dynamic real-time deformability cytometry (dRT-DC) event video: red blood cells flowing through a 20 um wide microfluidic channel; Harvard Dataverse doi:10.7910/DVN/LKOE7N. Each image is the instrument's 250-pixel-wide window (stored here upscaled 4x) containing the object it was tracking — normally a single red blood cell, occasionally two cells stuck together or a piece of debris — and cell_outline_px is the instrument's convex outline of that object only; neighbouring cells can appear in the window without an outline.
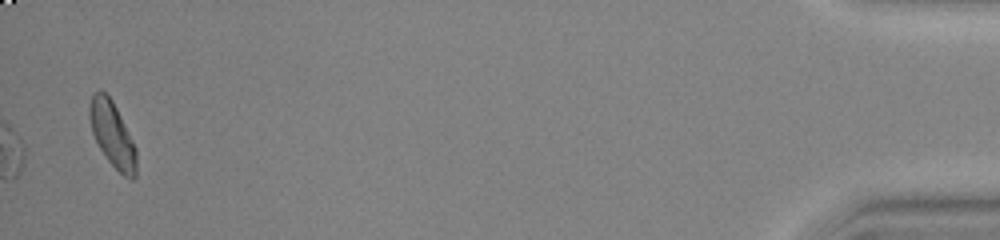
{"species": "common noctule bat (a hibernating species)", "species_latin": "Nyctalus noctula", "temperature_condition": "warm", "stored_images_in_passage": 40, "camera_frame_rate_fps": 3000, "um_per_image_px": 0.085, "animal": {"sex": "female", "body_mass_g": 23.0, "forearm_length_mm": 53.4}, "frame": {"image": 1, "passage_image": 40, "time_ms": 13.0, "image_size_px": [1000, 240], "cell_outline_px": [[136, 176], [132, 180], [124, 176], [108, 160], [100, 148], [92, 132], [88, 116], [88, 108], [92, 96], [100, 88], [112, 100], [136, 148]], "centroid_in_image_um": [9.54, 11.42], "position_along_channel_um": 425.7, "area_um2": 17.51}, "authors_computed_cell_mechanics": {"area_um2": 17.7157, "velocity_mm_per_s": 3.7668, "shape_relaxation_time_tau1_ms": 2.9858, "shape_relaxation_time_tau2_ms": null, "deformation_change_tau1": 0.078, "deformation_change_tau2": null}}